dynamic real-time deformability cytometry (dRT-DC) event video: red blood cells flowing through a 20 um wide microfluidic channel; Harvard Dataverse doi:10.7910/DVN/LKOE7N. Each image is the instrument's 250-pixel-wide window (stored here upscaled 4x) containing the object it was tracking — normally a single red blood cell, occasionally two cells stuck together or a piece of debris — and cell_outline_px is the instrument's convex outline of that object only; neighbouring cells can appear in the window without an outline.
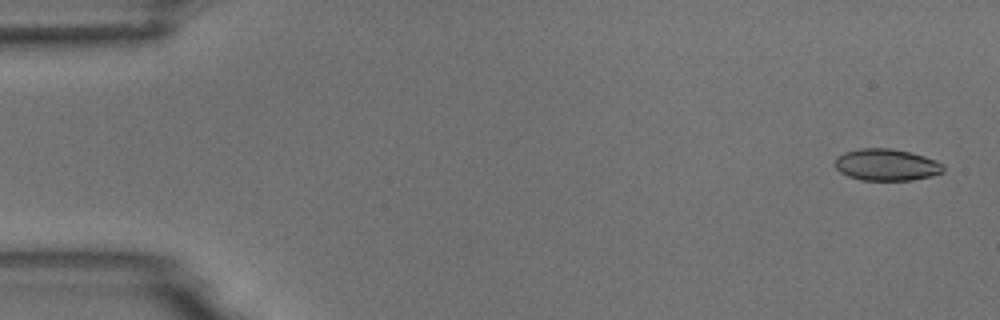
{"species": "common noctule bat (a hibernating species)", "species_latin": "Nyctalus noctula", "temperature_condition": "room temperature", "stored_images_in_passage": 5, "camera_frame_rate_fps": 3000, "um_per_image_px": 0.085, "animal": {"sex": "male", "body_mass_g": 18.8}, "frame": {"image": 1, "passage_image": 1, "time_ms": 0.0, "image_size_px": [1000, 320], "cell_outline_px": [[944, 172], [932, 176], [912, 180], [860, 180], [848, 176], [840, 172], [836, 168], [836, 156], [844, 152], [860, 148], [892, 148], [912, 152], [936, 160], [944, 164]], "centroid_in_image_um": [75.37, 14.0], "position_along_channel_um": 9.6, "area_um2": 20.29}}
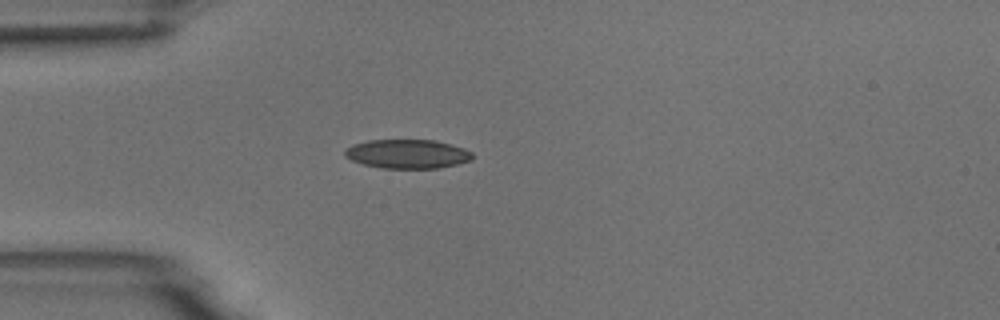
{"frame": {"image": 2, "passage_image": 4, "time_ms": 4.333, "image_size_px": [1000, 320], "cell_outline_px": [[472, 160], [440, 168], [380, 168], [364, 164], [352, 160], [344, 156], [344, 148], [352, 144], [368, 140], [436, 140], [464, 148], [472, 152]], "centroid_in_image_um": [34.61, 13.08], "position_along_channel_um": 50.4, "area_um2": 21.68}}